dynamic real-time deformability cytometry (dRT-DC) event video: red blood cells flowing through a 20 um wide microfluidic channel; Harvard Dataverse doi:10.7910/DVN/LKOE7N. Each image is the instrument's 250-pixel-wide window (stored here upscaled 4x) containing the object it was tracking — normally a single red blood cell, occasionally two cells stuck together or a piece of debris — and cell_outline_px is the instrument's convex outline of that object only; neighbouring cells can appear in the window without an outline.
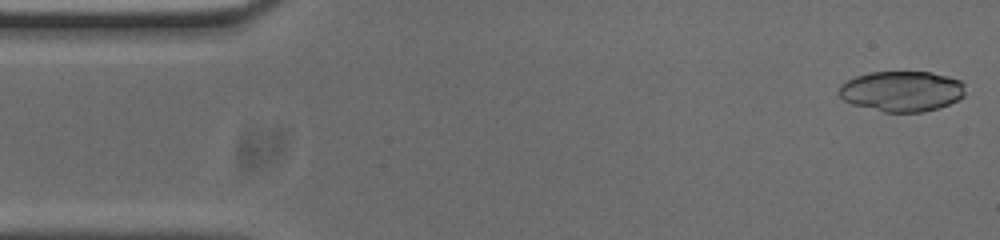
{"species": "common noctule bat (a hibernating species)", "species_latin": "Nyctalus noctula", "temperature_condition": "cold", "stored_images_in_passage": 52, "camera_frame_rate_fps": 3000, "um_per_image_px": 0.085, "animal": {"sex": "male", "body_mass_g": 20.0, "forearm_length_mm": 53.3}, "frame": {"image": 1, "passage_image": 1, "time_ms": 0.0, "image_size_px": [1000, 240], "cell_outline_px": [[964, 96], [948, 104], [924, 112], [884, 112], [852, 104], [844, 100], [836, 92], [840, 84], [856, 76], [872, 72], [932, 72], [948, 76], [960, 80], [964, 84]], "centroid_in_image_um": [76.63, 7.75], "position_along_channel_um": 8.4, "area_um2": 29.82}}